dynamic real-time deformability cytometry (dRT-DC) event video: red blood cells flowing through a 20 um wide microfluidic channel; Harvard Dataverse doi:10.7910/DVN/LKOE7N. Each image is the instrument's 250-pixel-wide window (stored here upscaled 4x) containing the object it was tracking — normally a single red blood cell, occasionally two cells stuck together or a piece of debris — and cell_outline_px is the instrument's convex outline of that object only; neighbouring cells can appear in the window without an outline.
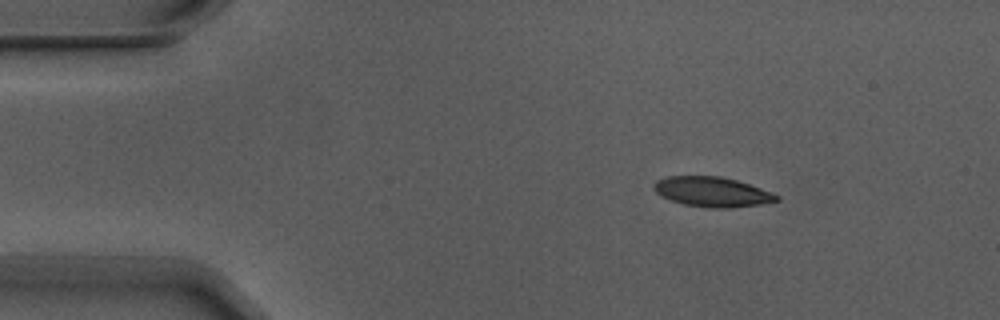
{"species": "Egyptian fruit bat (a non-hibernating species)", "species_latin": "Rousettus aegyptiacus", "temperature_condition": "warm", "stored_images_in_passage": 4, "camera_frame_rate_fps": 3000, "um_per_image_px": 0.085, "animal": {"sex": "male"}, "frame": {"image": 1, "passage_image": 1, "time_ms": 0.0, "image_size_px": [1000, 320], "cell_outline_px": [[780, 200], [760, 204], [728, 208], [708, 208], [684, 204], [660, 196], [652, 188], [652, 184], [656, 180], [668, 176], [720, 176], [736, 180], [760, 188], [780, 196]], "centroid_in_image_um": [60.49, 16.3], "position_along_channel_um": 24.5, "area_um2": 21.33}}